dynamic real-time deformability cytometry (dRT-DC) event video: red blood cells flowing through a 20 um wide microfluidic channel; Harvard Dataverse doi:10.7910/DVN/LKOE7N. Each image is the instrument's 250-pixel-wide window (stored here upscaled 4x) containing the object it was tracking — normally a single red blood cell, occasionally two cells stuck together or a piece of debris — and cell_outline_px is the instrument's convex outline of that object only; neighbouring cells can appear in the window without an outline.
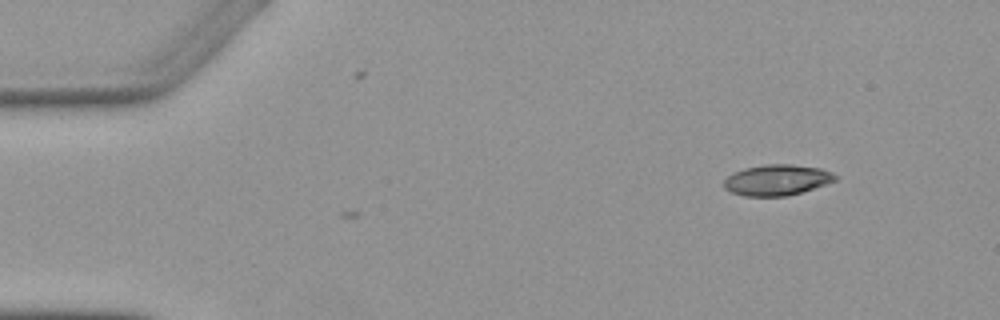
{"species": "Egyptian fruit bat (a non-hibernating species)", "species_latin": "Rousettus aegyptiacus", "temperature_condition": "warm", "stored_images_in_passage": 2, "camera_frame_rate_fps": 3000, "um_per_image_px": 0.085, "animal": {"sex": "female"}, "frame": {"image": 1, "passage_image": 2, "time_ms": 1.333, "image_size_px": [1000, 320], "cell_outline_px": [[836, 180], [788, 196], [744, 196], [732, 192], [724, 188], [724, 180], [728, 176], [744, 168], [764, 164], [792, 164], [820, 168], [832, 172], [836, 176]], "centroid_in_image_um": [66.02, 15.29], "position_along_channel_um": 19.0, "area_um2": 19.77}}